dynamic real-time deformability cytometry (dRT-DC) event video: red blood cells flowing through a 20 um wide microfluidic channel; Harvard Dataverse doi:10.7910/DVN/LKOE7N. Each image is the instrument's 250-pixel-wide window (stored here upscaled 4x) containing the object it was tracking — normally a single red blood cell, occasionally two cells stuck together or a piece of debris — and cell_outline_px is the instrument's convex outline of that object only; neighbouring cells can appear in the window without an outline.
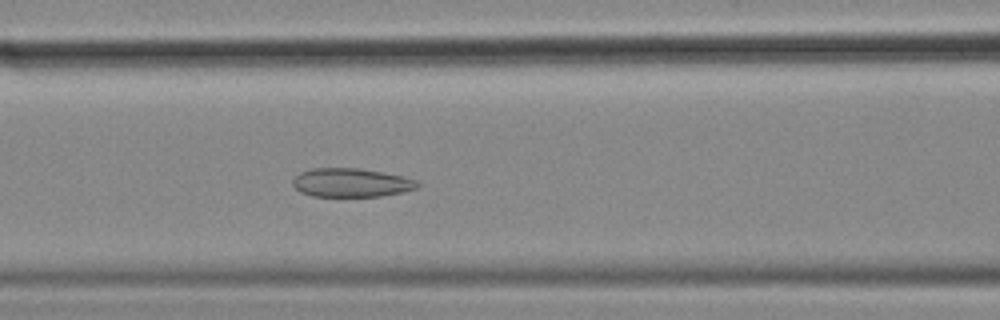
{"species": "common noctule bat (a hibernating species)", "species_latin": "Nyctalus noctula", "temperature_condition": "cold", "stored_images_in_passage": 58, "segment_of_instrument_passage": [1, 2], "camera_frame_rate_fps": 3000, "um_per_image_px": 0.085, "animal": {"sex": "female", "body_mass_g": 18.4}, "frame": {"image": 1, "passage_image": 24, "time_ms": 7.667, "image_size_px": [1000, 320], "cell_outline_px": [[420, 184], [416, 188], [404, 192], [380, 196], [312, 196], [300, 192], [292, 184], [292, 180], [300, 172], [312, 168], [356, 168], [380, 172], [400, 176], [416, 180]], "centroid_in_image_um": [29.82, 15.53], "position_along_channel_um": 136.8, "area_um2": 20.69}}
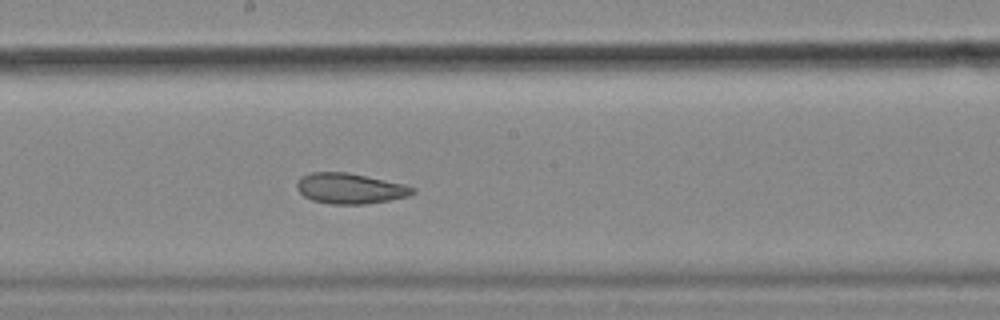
{"frame": {"image": 2, "passage_image": 31, "time_ms": 10.0, "image_size_px": [1000, 320], "cell_outline_px": [[416, 192], [408, 196], [388, 200], [364, 204], [332, 204], [312, 200], [304, 196], [296, 188], [296, 184], [300, 176], [312, 172], [348, 172], [404, 184], [416, 188]], "centroid_in_image_um": [29.74, 16.01], "position_along_channel_um": 218.5, "area_um2": 20.58}}
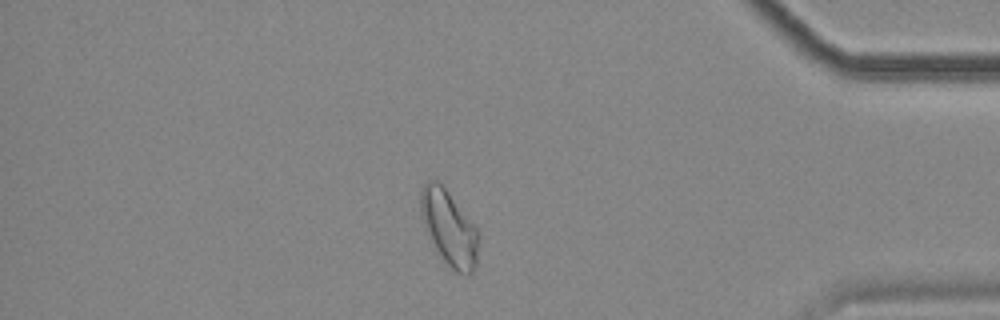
{"frame": {"image": 3, "passage_image": 49, "time_ms": 16.0, "image_size_px": [1000, 320], "cell_outline_px": [[480, 240], [476, 264], [472, 272], [468, 276], [456, 272], [444, 260], [436, 248], [420, 208], [420, 192], [424, 184], [428, 180], [436, 180], [444, 188], [480, 232]], "centroid_in_image_um": [38.24, 19.4], "position_along_channel_um": 397.0, "area_um2": 24.45}}